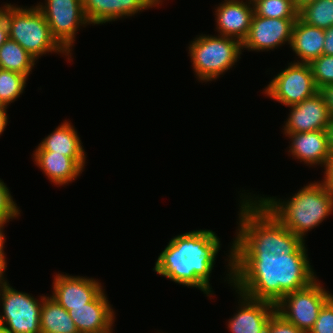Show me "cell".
I'll list each match as a JSON object with an SVG mask.
<instances>
[{
	"label": "cell",
	"instance_id": "13",
	"mask_svg": "<svg viewBox=\"0 0 333 333\" xmlns=\"http://www.w3.org/2000/svg\"><path fill=\"white\" fill-rule=\"evenodd\" d=\"M53 297L67 311L71 307L84 306L91 302L102 290L100 282L94 278L57 274L54 277Z\"/></svg>",
	"mask_w": 333,
	"mask_h": 333
},
{
	"label": "cell",
	"instance_id": "12",
	"mask_svg": "<svg viewBox=\"0 0 333 333\" xmlns=\"http://www.w3.org/2000/svg\"><path fill=\"white\" fill-rule=\"evenodd\" d=\"M288 107L291 110L283 129L284 134L326 130L330 122L331 116L320 92Z\"/></svg>",
	"mask_w": 333,
	"mask_h": 333
},
{
	"label": "cell",
	"instance_id": "35",
	"mask_svg": "<svg viewBox=\"0 0 333 333\" xmlns=\"http://www.w3.org/2000/svg\"><path fill=\"white\" fill-rule=\"evenodd\" d=\"M9 39L6 18L0 13V48Z\"/></svg>",
	"mask_w": 333,
	"mask_h": 333
},
{
	"label": "cell",
	"instance_id": "14",
	"mask_svg": "<svg viewBox=\"0 0 333 333\" xmlns=\"http://www.w3.org/2000/svg\"><path fill=\"white\" fill-rule=\"evenodd\" d=\"M239 296V310L228 321L231 333H266L271 316L276 312L275 305L268 301H261L247 297L241 292Z\"/></svg>",
	"mask_w": 333,
	"mask_h": 333
},
{
	"label": "cell",
	"instance_id": "9",
	"mask_svg": "<svg viewBox=\"0 0 333 333\" xmlns=\"http://www.w3.org/2000/svg\"><path fill=\"white\" fill-rule=\"evenodd\" d=\"M45 1V5L39 3L36 6L44 15L52 36L71 55L78 28L90 24L84 13L83 2L82 0Z\"/></svg>",
	"mask_w": 333,
	"mask_h": 333
},
{
	"label": "cell",
	"instance_id": "28",
	"mask_svg": "<svg viewBox=\"0 0 333 333\" xmlns=\"http://www.w3.org/2000/svg\"><path fill=\"white\" fill-rule=\"evenodd\" d=\"M308 333H333V296L320 309L315 324Z\"/></svg>",
	"mask_w": 333,
	"mask_h": 333
},
{
	"label": "cell",
	"instance_id": "24",
	"mask_svg": "<svg viewBox=\"0 0 333 333\" xmlns=\"http://www.w3.org/2000/svg\"><path fill=\"white\" fill-rule=\"evenodd\" d=\"M299 18L307 25L328 29L333 26V0H317L299 11Z\"/></svg>",
	"mask_w": 333,
	"mask_h": 333
},
{
	"label": "cell",
	"instance_id": "32",
	"mask_svg": "<svg viewBox=\"0 0 333 333\" xmlns=\"http://www.w3.org/2000/svg\"><path fill=\"white\" fill-rule=\"evenodd\" d=\"M319 92L324 96L328 112L330 116L333 117V84L324 86Z\"/></svg>",
	"mask_w": 333,
	"mask_h": 333
},
{
	"label": "cell",
	"instance_id": "21",
	"mask_svg": "<svg viewBox=\"0 0 333 333\" xmlns=\"http://www.w3.org/2000/svg\"><path fill=\"white\" fill-rule=\"evenodd\" d=\"M75 128L67 120L45 137L35 151H52L70 158H86Z\"/></svg>",
	"mask_w": 333,
	"mask_h": 333
},
{
	"label": "cell",
	"instance_id": "4",
	"mask_svg": "<svg viewBox=\"0 0 333 333\" xmlns=\"http://www.w3.org/2000/svg\"><path fill=\"white\" fill-rule=\"evenodd\" d=\"M256 198L285 228L303 241L308 231L319 226L333 212V194L323 182L309 183L287 201L259 195Z\"/></svg>",
	"mask_w": 333,
	"mask_h": 333
},
{
	"label": "cell",
	"instance_id": "30",
	"mask_svg": "<svg viewBox=\"0 0 333 333\" xmlns=\"http://www.w3.org/2000/svg\"><path fill=\"white\" fill-rule=\"evenodd\" d=\"M266 333H305L298 329L294 324L285 320L281 315L275 312L267 325Z\"/></svg>",
	"mask_w": 333,
	"mask_h": 333
},
{
	"label": "cell",
	"instance_id": "23",
	"mask_svg": "<svg viewBox=\"0 0 333 333\" xmlns=\"http://www.w3.org/2000/svg\"><path fill=\"white\" fill-rule=\"evenodd\" d=\"M36 59L19 43L8 39L0 48V68L17 72L27 77L32 72Z\"/></svg>",
	"mask_w": 333,
	"mask_h": 333
},
{
	"label": "cell",
	"instance_id": "40",
	"mask_svg": "<svg viewBox=\"0 0 333 333\" xmlns=\"http://www.w3.org/2000/svg\"><path fill=\"white\" fill-rule=\"evenodd\" d=\"M0 333H11V332H8V331L4 330L3 328H0Z\"/></svg>",
	"mask_w": 333,
	"mask_h": 333
},
{
	"label": "cell",
	"instance_id": "5",
	"mask_svg": "<svg viewBox=\"0 0 333 333\" xmlns=\"http://www.w3.org/2000/svg\"><path fill=\"white\" fill-rule=\"evenodd\" d=\"M0 13L6 18L9 39L19 43L36 60L47 52L69 55L68 60L72 58L52 36L50 27L37 6L22 8L5 4L0 7Z\"/></svg>",
	"mask_w": 333,
	"mask_h": 333
},
{
	"label": "cell",
	"instance_id": "6",
	"mask_svg": "<svg viewBox=\"0 0 333 333\" xmlns=\"http://www.w3.org/2000/svg\"><path fill=\"white\" fill-rule=\"evenodd\" d=\"M188 47L193 70L203 82L217 79L232 68L242 54L239 40L219 34L199 35Z\"/></svg>",
	"mask_w": 333,
	"mask_h": 333
},
{
	"label": "cell",
	"instance_id": "41",
	"mask_svg": "<svg viewBox=\"0 0 333 333\" xmlns=\"http://www.w3.org/2000/svg\"><path fill=\"white\" fill-rule=\"evenodd\" d=\"M0 107H7V106H5L0 100Z\"/></svg>",
	"mask_w": 333,
	"mask_h": 333
},
{
	"label": "cell",
	"instance_id": "7",
	"mask_svg": "<svg viewBox=\"0 0 333 333\" xmlns=\"http://www.w3.org/2000/svg\"><path fill=\"white\" fill-rule=\"evenodd\" d=\"M5 279L0 285V300L3 315H0V325L11 333H41L40 315L43 298L38 301L25 292L12 288Z\"/></svg>",
	"mask_w": 333,
	"mask_h": 333
},
{
	"label": "cell",
	"instance_id": "17",
	"mask_svg": "<svg viewBox=\"0 0 333 333\" xmlns=\"http://www.w3.org/2000/svg\"><path fill=\"white\" fill-rule=\"evenodd\" d=\"M84 13L90 24H105L129 17L152 7L162 0H82Z\"/></svg>",
	"mask_w": 333,
	"mask_h": 333
},
{
	"label": "cell",
	"instance_id": "25",
	"mask_svg": "<svg viewBox=\"0 0 333 333\" xmlns=\"http://www.w3.org/2000/svg\"><path fill=\"white\" fill-rule=\"evenodd\" d=\"M254 14L265 18H299L292 0H254Z\"/></svg>",
	"mask_w": 333,
	"mask_h": 333
},
{
	"label": "cell",
	"instance_id": "37",
	"mask_svg": "<svg viewBox=\"0 0 333 333\" xmlns=\"http://www.w3.org/2000/svg\"><path fill=\"white\" fill-rule=\"evenodd\" d=\"M7 107H0V135L3 133L8 122V115L6 113Z\"/></svg>",
	"mask_w": 333,
	"mask_h": 333
},
{
	"label": "cell",
	"instance_id": "2",
	"mask_svg": "<svg viewBox=\"0 0 333 333\" xmlns=\"http://www.w3.org/2000/svg\"><path fill=\"white\" fill-rule=\"evenodd\" d=\"M220 246V239L212 230L180 234L169 241L153 270L180 285L196 287L210 297V275Z\"/></svg>",
	"mask_w": 333,
	"mask_h": 333
},
{
	"label": "cell",
	"instance_id": "29",
	"mask_svg": "<svg viewBox=\"0 0 333 333\" xmlns=\"http://www.w3.org/2000/svg\"><path fill=\"white\" fill-rule=\"evenodd\" d=\"M20 210L14 202L7 185L0 179V219L10 220L19 217Z\"/></svg>",
	"mask_w": 333,
	"mask_h": 333
},
{
	"label": "cell",
	"instance_id": "33",
	"mask_svg": "<svg viewBox=\"0 0 333 333\" xmlns=\"http://www.w3.org/2000/svg\"><path fill=\"white\" fill-rule=\"evenodd\" d=\"M9 222V220H1L0 219V266L6 271L7 262H6V255L4 254V243H5V235L3 233L4 225Z\"/></svg>",
	"mask_w": 333,
	"mask_h": 333
},
{
	"label": "cell",
	"instance_id": "18",
	"mask_svg": "<svg viewBox=\"0 0 333 333\" xmlns=\"http://www.w3.org/2000/svg\"><path fill=\"white\" fill-rule=\"evenodd\" d=\"M290 138L289 151L293 157L307 165L326 167L331 155L326 130L285 134Z\"/></svg>",
	"mask_w": 333,
	"mask_h": 333
},
{
	"label": "cell",
	"instance_id": "31",
	"mask_svg": "<svg viewBox=\"0 0 333 333\" xmlns=\"http://www.w3.org/2000/svg\"><path fill=\"white\" fill-rule=\"evenodd\" d=\"M324 180L321 181L326 186V189L333 194V154L330 155L328 163L324 168Z\"/></svg>",
	"mask_w": 333,
	"mask_h": 333
},
{
	"label": "cell",
	"instance_id": "3",
	"mask_svg": "<svg viewBox=\"0 0 333 333\" xmlns=\"http://www.w3.org/2000/svg\"><path fill=\"white\" fill-rule=\"evenodd\" d=\"M241 196L244 199L240 200L239 226L231 254L290 255L305 242L285 228L256 197Z\"/></svg>",
	"mask_w": 333,
	"mask_h": 333
},
{
	"label": "cell",
	"instance_id": "26",
	"mask_svg": "<svg viewBox=\"0 0 333 333\" xmlns=\"http://www.w3.org/2000/svg\"><path fill=\"white\" fill-rule=\"evenodd\" d=\"M26 75L0 68V100L8 106L16 101L26 87Z\"/></svg>",
	"mask_w": 333,
	"mask_h": 333
},
{
	"label": "cell",
	"instance_id": "19",
	"mask_svg": "<svg viewBox=\"0 0 333 333\" xmlns=\"http://www.w3.org/2000/svg\"><path fill=\"white\" fill-rule=\"evenodd\" d=\"M35 164L49 178V181L62 186L77 179L82 173L86 158H70L52 151H34Z\"/></svg>",
	"mask_w": 333,
	"mask_h": 333
},
{
	"label": "cell",
	"instance_id": "22",
	"mask_svg": "<svg viewBox=\"0 0 333 333\" xmlns=\"http://www.w3.org/2000/svg\"><path fill=\"white\" fill-rule=\"evenodd\" d=\"M40 329L41 333H79L68 311L51 296L43 298Z\"/></svg>",
	"mask_w": 333,
	"mask_h": 333
},
{
	"label": "cell",
	"instance_id": "36",
	"mask_svg": "<svg viewBox=\"0 0 333 333\" xmlns=\"http://www.w3.org/2000/svg\"><path fill=\"white\" fill-rule=\"evenodd\" d=\"M327 137H328V146L329 151L333 154V117L330 118V122L326 128Z\"/></svg>",
	"mask_w": 333,
	"mask_h": 333
},
{
	"label": "cell",
	"instance_id": "16",
	"mask_svg": "<svg viewBox=\"0 0 333 333\" xmlns=\"http://www.w3.org/2000/svg\"><path fill=\"white\" fill-rule=\"evenodd\" d=\"M216 8V29L219 34L237 39L242 43L248 36L254 15L252 2L224 0Z\"/></svg>",
	"mask_w": 333,
	"mask_h": 333
},
{
	"label": "cell",
	"instance_id": "38",
	"mask_svg": "<svg viewBox=\"0 0 333 333\" xmlns=\"http://www.w3.org/2000/svg\"><path fill=\"white\" fill-rule=\"evenodd\" d=\"M294 3V6L296 7V9L298 11H300L301 9H303L305 6H307L308 4L317 1V0H292Z\"/></svg>",
	"mask_w": 333,
	"mask_h": 333
},
{
	"label": "cell",
	"instance_id": "39",
	"mask_svg": "<svg viewBox=\"0 0 333 333\" xmlns=\"http://www.w3.org/2000/svg\"><path fill=\"white\" fill-rule=\"evenodd\" d=\"M4 272H5V270L0 266V285L5 280V278H4L5 273Z\"/></svg>",
	"mask_w": 333,
	"mask_h": 333
},
{
	"label": "cell",
	"instance_id": "20",
	"mask_svg": "<svg viewBox=\"0 0 333 333\" xmlns=\"http://www.w3.org/2000/svg\"><path fill=\"white\" fill-rule=\"evenodd\" d=\"M325 29L307 25L298 18L292 28L290 47L300 58L296 63L310 64L323 54Z\"/></svg>",
	"mask_w": 333,
	"mask_h": 333
},
{
	"label": "cell",
	"instance_id": "10",
	"mask_svg": "<svg viewBox=\"0 0 333 333\" xmlns=\"http://www.w3.org/2000/svg\"><path fill=\"white\" fill-rule=\"evenodd\" d=\"M278 73L263 91L282 105L292 106L319 92L310 64L291 62Z\"/></svg>",
	"mask_w": 333,
	"mask_h": 333
},
{
	"label": "cell",
	"instance_id": "27",
	"mask_svg": "<svg viewBox=\"0 0 333 333\" xmlns=\"http://www.w3.org/2000/svg\"><path fill=\"white\" fill-rule=\"evenodd\" d=\"M310 67L318 90L333 84V55L322 54L310 63Z\"/></svg>",
	"mask_w": 333,
	"mask_h": 333
},
{
	"label": "cell",
	"instance_id": "1",
	"mask_svg": "<svg viewBox=\"0 0 333 333\" xmlns=\"http://www.w3.org/2000/svg\"><path fill=\"white\" fill-rule=\"evenodd\" d=\"M229 251L227 281L234 290L252 299L276 305L286 294L304 289L317 279L305 242L290 255L231 254Z\"/></svg>",
	"mask_w": 333,
	"mask_h": 333
},
{
	"label": "cell",
	"instance_id": "34",
	"mask_svg": "<svg viewBox=\"0 0 333 333\" xmlns=\"http://www.w3.org/2000/svg\"><path fill=\"white\" fill-rule=\"evenodd\" d=\"M323 54L333 55V26L325 29Z\"/></svg>",
	"mask_w": 333,
	"mask_h": 333
},
{
	"label": "cell",
	"instance_id": "11",
	"mask_svg": "<svg viewBox=\"0 0 333 333\" xmlns=\"http://www.w3.org/2000/svg\"><path fill=\"white\" fill-rule=\"evenodd\" d=\"M298 18H265L253 15L248 36L242 49L269 51L288 42L291 44L292 28Z\"/></svg>",
	"mask_w": 333,
	"mask_h": 333
},
{
	"label": "cell",
	"instance_id": "8",
	"mask_svg": "<svg viewBox=\"0 0 333 333\" xmlns=\"http://www.w3.org/2000/svg\"><path fill=\"white\" fill-rule=\"evenodd\" d=\"M316 279L308 287L286 294L276 305V312L298 329L308 333L320 309L333 296Z\"/></svg>",
	"mask_w": 333,
	"mask_h": 333
},
{
	"label": "cell",
	"instance_id": "15",
	"mask_svg": "<svg viewBox=\"0 0 333 333\" xmlns=\"http://www.w3.org/2000/svg\"><path fill=\"white\" fill-rule=\"evenodd\" d=\"M104 289L84 306L71 307L69 316L74 321L79 333L112 332L115 312L107 300Z\"/></svg>",
	"mask_w": 333,
	"mask_h": 333
}]
</instances>
